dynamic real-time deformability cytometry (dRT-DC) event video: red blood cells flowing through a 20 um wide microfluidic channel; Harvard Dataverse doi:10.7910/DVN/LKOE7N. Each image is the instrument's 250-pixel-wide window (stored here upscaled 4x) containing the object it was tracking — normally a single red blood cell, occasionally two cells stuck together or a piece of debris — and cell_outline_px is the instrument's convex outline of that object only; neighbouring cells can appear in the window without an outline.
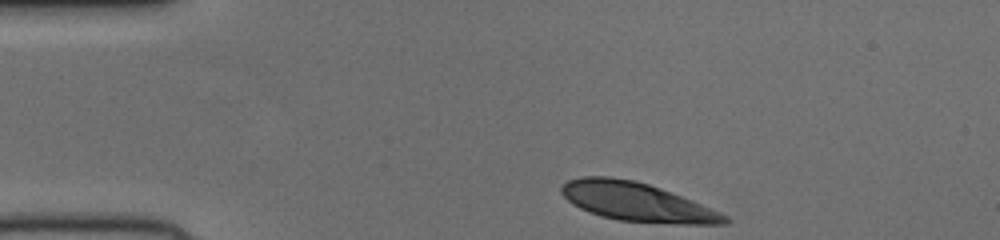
{"species": "human", "species_latin": "Homo sapiens", "temperature_condition": "cold", "stored_images_in_passage": 36, "camera_frame_rate_fps": 3000, "um_per_image_px": 0.085, "donor": {"sex": "female"}, "frame": {"image": 1, "passage_image": 1, "time_ms": 0.0, "image_size_px": [1000, 240], "cell_outline_px": [[732, 220], [728, 224], [684, 224], [616, 220], [600, 216], [588, 212], [572, 204], [560, 192], [560, 188], [568, 180], [584, 176], [608, 176], [636, 180], [660, 188], [692, 200], [720, 212], [728, 216]], "centroid_in_image_um": [54.13, 17.17], "position_along_channel_um": 30.9, "area_um2": 36.82}}
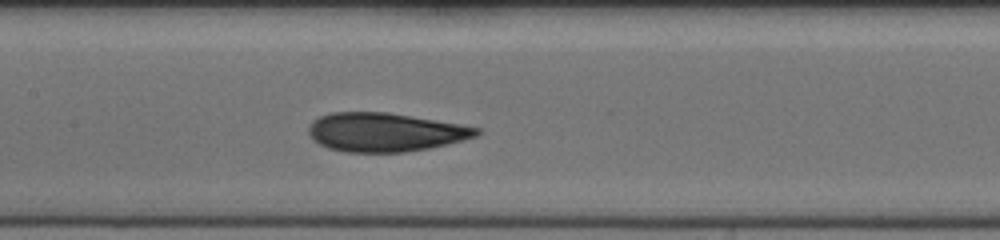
{"frame": {"image": 2, "passage_image": 16, "time_ms": 5.0, "image_size_px": [1000, 240], "cell_outline_px": [[484, 132], [476, 136], [464, 140], [428, 148], [404, 152], [348, 152], [328, 148], [312, 140], [308, 132], [308, 124], [312, 120], [320, 116], [332, 112], [388, 112], [460, 124], [480, 128]], "centroid_in_image_um": [32.72, 11.23], "position_along_channel_um": 174.7, "area_um2": 38.03}}
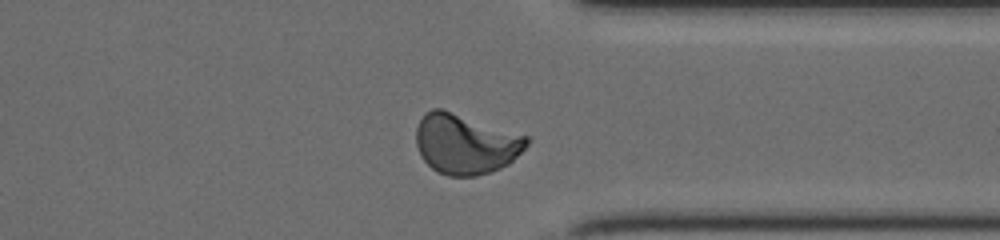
{"frame": {"image": 3, "passage_image": 31, "time_ms": 10.0, "image_size_px": [1000, 240], "cell_outline_px": [[532, 140], [508, 164], [500, 168], [476, 176], [448, 176], [436, 172], [420, 156], [416, 144], [416, 128], [424, 112], [432, 108], [440, 108], [528, 136]], "centroid_in_image_um": [39.54, 12.23], "position_along_channel_um": 371.9, "area_um2": 38.67}}